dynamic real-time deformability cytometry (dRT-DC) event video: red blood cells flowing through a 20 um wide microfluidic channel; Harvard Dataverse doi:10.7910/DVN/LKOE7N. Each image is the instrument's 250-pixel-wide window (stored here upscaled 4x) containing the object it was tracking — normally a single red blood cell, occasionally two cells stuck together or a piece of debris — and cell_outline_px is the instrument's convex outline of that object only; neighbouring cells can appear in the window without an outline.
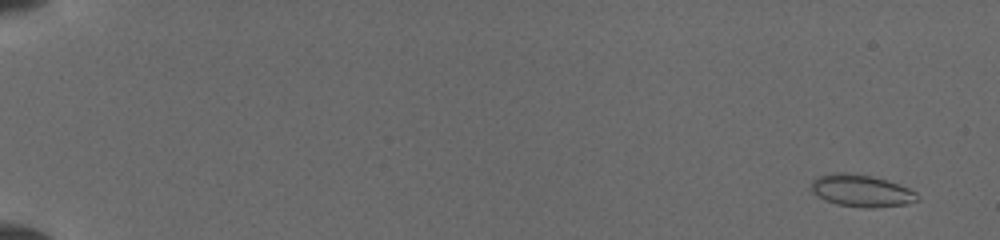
{"species": "common noctule bat (a hibernating species)", "species_latin": "Nyctalus noctula", "temperature_condition": "cold", "stored_images_in_passage": 22, "camera_frame_rate_fps": 3000, "um_per_image_px": 0.085, "animal": {"sex": "female", "body_mass_g": 19.5, "forearm_length_mm": 54.1}, "frame": {"image": 1, "passage_image": 4, "time_ms": 1.0, "image_size_px": [1000, 240], "cell_outline_px": [[920, 200], [904, 204], [872, 208], [864, 208], [836, 204], [812, 192], [812, 180], [816, 176], [868, 176], [884, 180], [908, 188], [916, 192], [920, 196]], "centroid_in_image_um": [73.3, 16.28], "position_along_channel_um": 11.7, "area_um2": 18.67}}
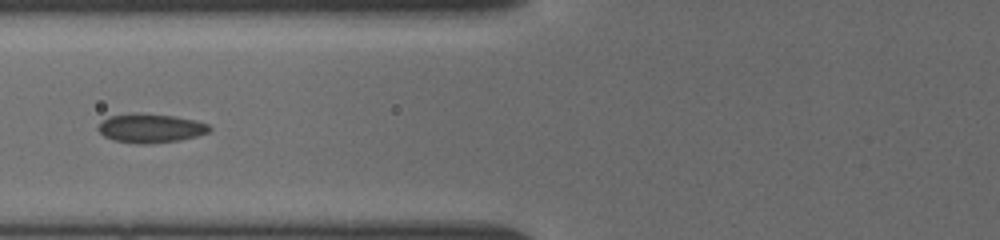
{"frame": {"image": 2, "passage_image": 20, "time_ms": 8.0, "image_size_px": [1000, 240], "cell_outline_px": [[212, 128], [208, 132], [196, 136], [180, 140], [152, 144], [136, 144], [112, 140], [104, 136], [96, 128], [108, 116], [172, 116], [196, 120], [208, 124]], "centroid_in_image_um": [12.83, 10.96], "position_along_channel_um": 113.0, "area_um2": 18.03}}
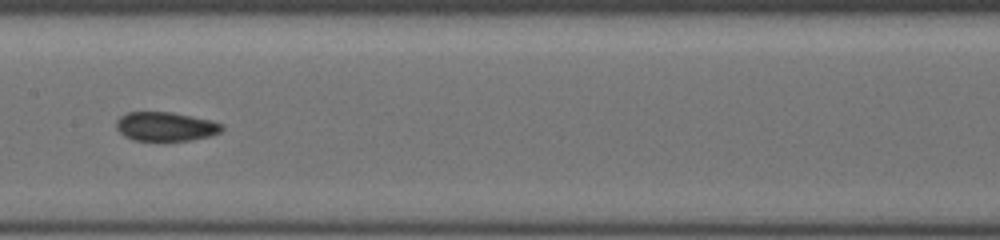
{"frame": {"image": 3, "passage_image": 22, "time_ms": 10.0, "image_size_px": [1000, 240], "cell_outline_px": [[224, 128], [220, 132], [208, 136], [192, 140], [164, 144], [160, 144], [132, 140], [124, 136], [116, 128], [116, 120], [120, 116], [128, 112], [172, 112], [212, 120], [220, 124]], "centroid_in_image_um": [14.04, 10.81], "position_along_channel_um": 193.4, "area_um2": 18.73}}